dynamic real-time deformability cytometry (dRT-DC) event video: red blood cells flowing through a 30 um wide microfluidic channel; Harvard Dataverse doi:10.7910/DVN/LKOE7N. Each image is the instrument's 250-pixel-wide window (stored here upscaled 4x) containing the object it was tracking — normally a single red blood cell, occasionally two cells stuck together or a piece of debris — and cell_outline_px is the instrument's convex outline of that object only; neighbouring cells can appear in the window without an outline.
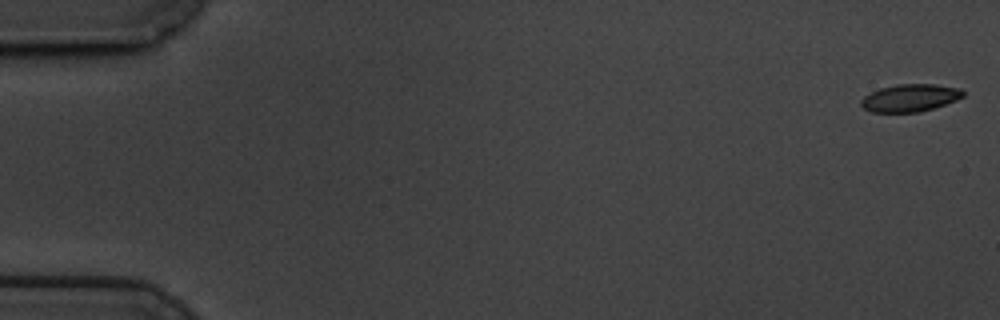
{"species": "common noctule bat (a hibernating species)", "species_latin": "Nyctalus noctula", "temperature_condition": "cold", "stored_images_in_passage": 10, "camera_frame_rate_fps": 3000, "um_per_image_px": 0.085, "animal": {"sex": "male", "body_mass_g": 19.5, "forearm_length_mm": 54.6}, "frame": {"image": 1, "passage_image": 1, "time_ms": 0.0, "image_size_px": [1000, 320], "cell_outline_px": [[964, 96], [956, 100], [920, 112], [872, 112], [864, 108], [860, 104], [860, 100], [864, 96], [880, 88], [896, 84], [936, 84], [960, 88], [964, 92]], "centroid_in_image_um": [77.35, 8.31], "position_along_channel_um": 7.7, "area_um2": 16.3}}